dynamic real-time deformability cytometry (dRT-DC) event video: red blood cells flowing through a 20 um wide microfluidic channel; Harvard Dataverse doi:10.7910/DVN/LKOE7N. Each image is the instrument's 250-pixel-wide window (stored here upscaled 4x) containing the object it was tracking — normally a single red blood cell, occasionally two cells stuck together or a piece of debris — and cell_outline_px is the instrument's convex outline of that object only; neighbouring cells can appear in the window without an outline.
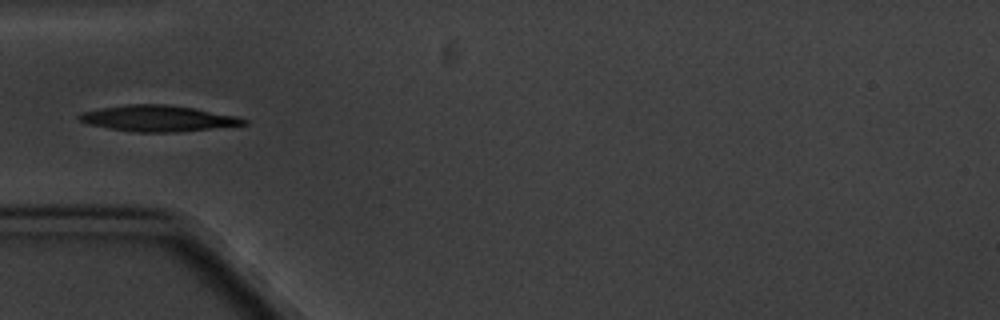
{"species": "common noctule bat (a hibernating species)", "species_latin": "Nyctalus noctula", "temperature_condition": "cold", "stored_images_in_passage": 12, "camera_frame_rate_fps": 3000, "um_per_image_px": 0.085, "animal": {"sex": "male", "body_mass_g": 20.1, "forearm_length_mm": 53.5}, "frame": {"image": 1, "passage_image": 6, "time_ms": 5.667, "image_size_px": [1000, 320], "cell_outline_px": [[248, 124], [176, 132], [136, 132], [88, 124], [76, 120], [76, 116], [84, 112], [100, 108], [128, 104], [168, 104], [240, 116], [248, 120]], "centroid_in_image_um": [13.44, 10.06], "position_along_channel_um": 71.6, "area_um2": 24.85}}